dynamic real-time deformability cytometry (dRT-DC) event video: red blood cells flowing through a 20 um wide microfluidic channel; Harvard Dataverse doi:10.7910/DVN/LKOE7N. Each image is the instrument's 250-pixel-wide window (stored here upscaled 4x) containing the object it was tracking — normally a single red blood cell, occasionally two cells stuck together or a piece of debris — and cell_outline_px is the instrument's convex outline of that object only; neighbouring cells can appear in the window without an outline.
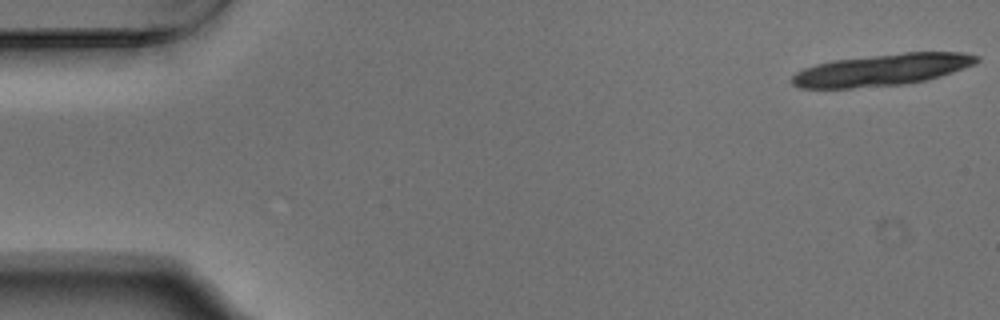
{"species": "Egyptian fruit bat (a non-hibernating species)", "species_latin": "Rousettus aegyptiacus", "temperature_condition": "warm", "stored_images_in_passage": 19, "camera_frame_rate_fps": 3000, "um_per_image_px": 0.085, "animal": {"sex": "male"}, "frame": {"image": 1, "passage_image": 1, "time_ms": 0.0, "image_size_px": [1000, 320], "cell_outline_px": [[980, 60], [976, 64], [940, 76], [924, 80], [904, 84], [852, 88], [800, 88], [792, 84], [792, 76], [796, 72], [804, 68], [816, 64], [832, 60], [904, 52], [964, 52], [980, 56]], "centroid_in_image_um": [74.99, 5.93], "position_along_channel_um": 10.0, "area_um2": 34.22}}